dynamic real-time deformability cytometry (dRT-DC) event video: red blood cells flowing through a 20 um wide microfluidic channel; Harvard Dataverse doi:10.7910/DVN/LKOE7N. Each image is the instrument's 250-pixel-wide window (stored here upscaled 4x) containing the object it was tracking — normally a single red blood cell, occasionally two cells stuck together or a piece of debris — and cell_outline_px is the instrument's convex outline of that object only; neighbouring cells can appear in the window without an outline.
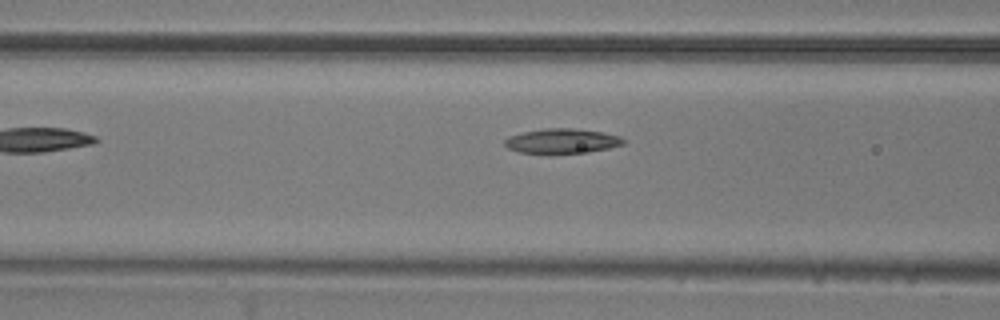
{"species": "common noctule bat (a hibernating species)", "species_latin": "Nyctalus noctula", "temperature_condition": "room temperature", "stored_images_in_passage": 5, "camera_frame_rate_fps": 3000, "um_per_image_px": 0.085, "animal": {"sex": "male", "body_mass_g": 20.5, "forearm_length_mm": 52.5}, "frame": {"image": 1, "passage_image": 4, "time_ms": 1.0, "image_size_px": [1000, 320], "cell_outline_px": [[628, 140], [624, 144], [608, 148], [588, 152], [552, 156], [520, 152], [508, 148], [504, 144], [504, 140], [508, 136], [524, 132], [544, 128], [572, 128], [604, 132], [620, 136]], "centroid_in_image_um": [47.77, 12.02], "position_along_channel_um": 118.8, "area_um2": 17.86}}